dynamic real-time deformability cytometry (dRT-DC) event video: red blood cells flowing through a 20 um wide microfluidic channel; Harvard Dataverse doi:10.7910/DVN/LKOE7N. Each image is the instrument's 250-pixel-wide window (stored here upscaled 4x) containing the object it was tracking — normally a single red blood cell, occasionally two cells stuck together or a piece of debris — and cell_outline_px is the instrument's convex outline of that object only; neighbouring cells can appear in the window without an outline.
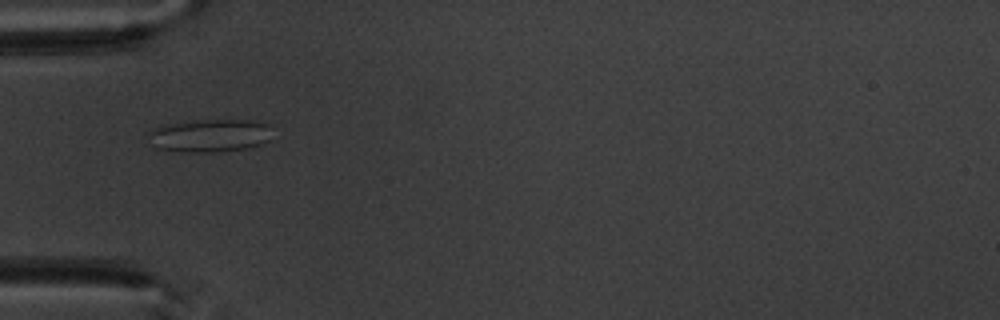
{"species": "common noctule bat (a hibernating species)", "species_latin": "Nyctalus noctula", "temperature_condition": "warm", "stored_images_in_passage": 2, "camera_frame_rate_fps": 3000, "um_per_image_px": 0.085, "animal": {"sex": "male", "body_mass_g": 20.1, "forearm_length_mm": 53.5}, "frame": {"image": 1, "passage_image": 1, "time_ms": 0.0, "image_size_px": [1000, 320], "cell_outline_px": [[268, 140], [252, 148], [212, 152], [184, 152], [156, 148], [148, 132], [164, 124], [196, 120], [248, 120], [264, 124]], "centroid_in_image_um": [17.76, 11.53], "position_along_channel_um": 67.2, "area_um2": 23.18}}
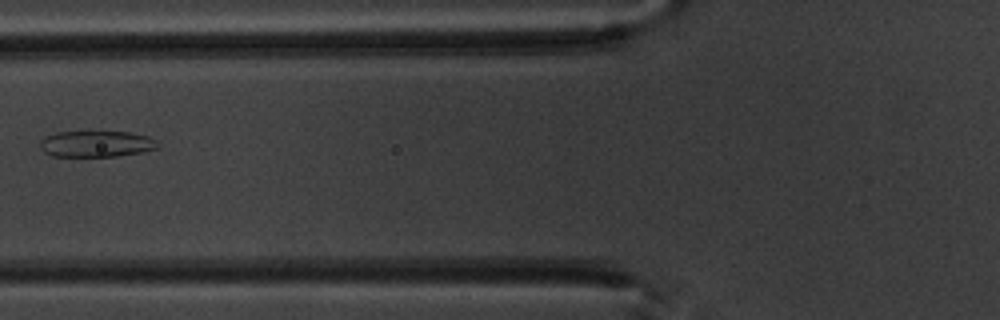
{"frame": {"image": 2, "passage_image": 2, "time_ms": 1.333, "image_size_px": [1000, 320], "cell_outline_px": [[156, 148], [144, 152], [116, 156], [52, 156], [44, 152], [40, 148], [40, 140], [44, 136], [56, 132], [128, 132], [148, 136], [156, 140]], "centroid_in_image_um": [8.14, 12.23], "position_along_channel_um": 117.7, "area_um2": 17.92}}